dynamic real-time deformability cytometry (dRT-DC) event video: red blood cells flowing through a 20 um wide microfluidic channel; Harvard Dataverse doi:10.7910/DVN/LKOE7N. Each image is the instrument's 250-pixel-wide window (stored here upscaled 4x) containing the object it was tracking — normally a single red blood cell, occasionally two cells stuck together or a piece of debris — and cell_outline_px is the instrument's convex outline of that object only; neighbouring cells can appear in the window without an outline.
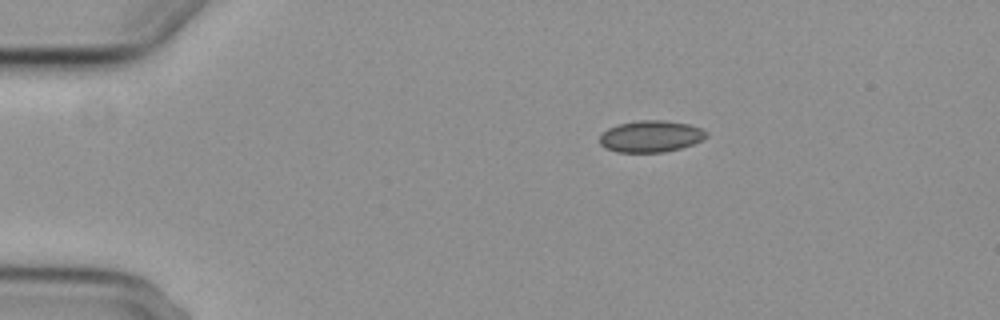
{"species": "common noctule bat (a hibernating species)", "species_latin": "Nyctalus noctula", "temperature_condition": "cold", "stored_images_in_passage": 2, "camera_frame_rate_fps": 3000, "um_per_image_px": 0.085, "animal": {"sex": "female", "body_mass_g": 29.2, "forearm_length_mm": 56.3}, "frame": {"image": 1, "passage_image": 1, "time_ms": 0.0, "image_size_px": [1000, 320], "cell_outline_px": [[708, 136], [704, 140], [680, 148], [664, 152], [616, 152], [604, 148], [600, 144], [600, 136], [608, 128], [620, 124], [636, 120], [664, 120], [688, 124], [700, 128], [708, 132]], "centroid_in_image_um": [55.33, 11.59], "position_along_channel_um": 29.7, "area_um2": 19.71}}